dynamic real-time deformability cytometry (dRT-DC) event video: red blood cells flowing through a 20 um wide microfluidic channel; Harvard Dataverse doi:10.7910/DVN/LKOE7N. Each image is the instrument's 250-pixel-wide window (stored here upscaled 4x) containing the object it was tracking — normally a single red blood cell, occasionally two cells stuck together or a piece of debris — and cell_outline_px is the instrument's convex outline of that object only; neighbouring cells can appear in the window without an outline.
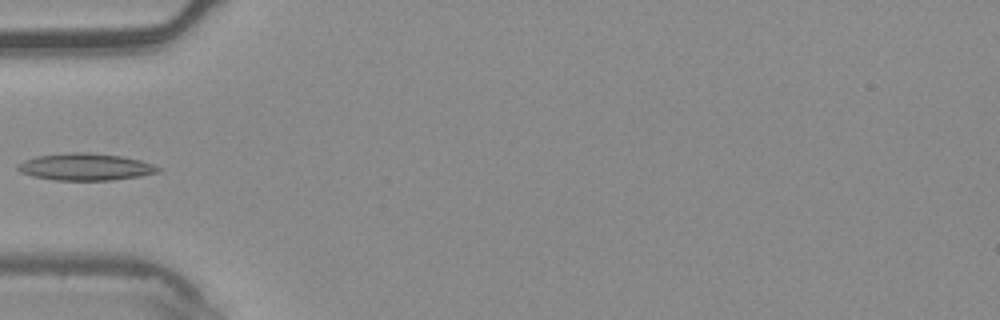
{"species": "common noctule bat (a hibernating species)", "species_latin": "Nyctalus noctula", "temperature_condition": "warm", "stored_images_in_passage": 7, "camera_frame_rate_fps": 3000, "um_per_image_px": 0.085, "animal": {"sex": "male", "body_mass_g": 20.4}, "frame": {"image": 1, "passage_image": 6, "time_ms": 1.667, "image_size_px": [1000, 320], "cell_outline_px": [[160, 172], [140, 176], [112, 180], [56, 180], [32, 176], [20, 172], [16, 168], [16, 164], [24, 160], [36, 156], [68, 152], [88, 152], [120, 156], [140, 160], [152, 164], [160, 168]], "centroid_in_image_um": [7.22, 14.18], "position_along_channel_um": 77.8, "area_um2": 22.14}}